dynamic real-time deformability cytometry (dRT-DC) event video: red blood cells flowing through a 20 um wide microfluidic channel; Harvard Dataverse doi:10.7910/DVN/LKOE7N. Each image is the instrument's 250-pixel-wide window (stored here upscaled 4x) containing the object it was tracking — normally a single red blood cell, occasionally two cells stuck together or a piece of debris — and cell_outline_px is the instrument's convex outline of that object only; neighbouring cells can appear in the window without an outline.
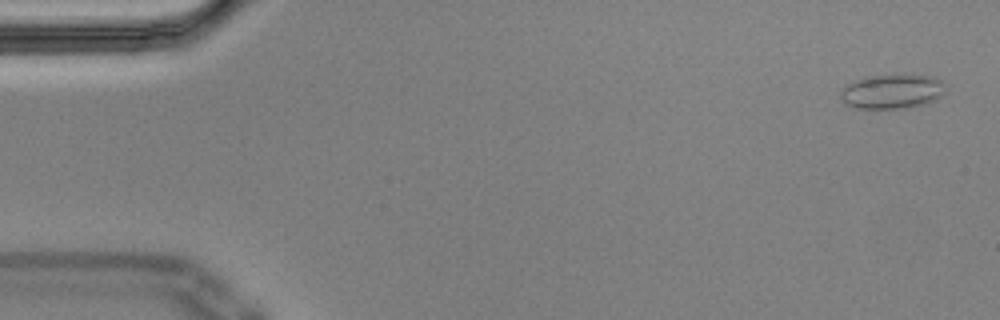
{"species": "Egyptian fruit bat (a non-hibernating species)", "species_latin": "Rousettus aegyptiacus", "temperature_condition": "cold", "stored_images_in_passage": 55, "segment_of_instrument_passage": [1, 2], "camera_frame_rate_fps": 3000, "um_per_image_px": 0.085, "animal": {"sex": "male"}, "frame": {"image": 1, "passage_image": 2, "time_ms": 0.333, "image_size_px": [1000, 320], "cell_outline_px": [[944, 92], [940, 96], [932, 100], [920, 104], [904, 108], [856, 108], [844, 104], [840, 96], [840, 92], [848, 84], [864, 76], [928, 76], [940, 80], [944, 84]], "centroid_in_image_um": [75.76, 7.79], "position_along_channel_um": 9.2, "area_um2": 20.4}}
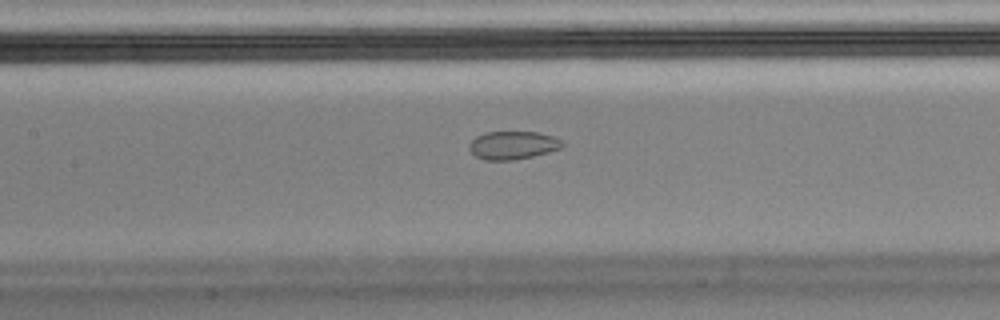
{"frame": {"image": 2, "passage_image": 25, "time_ms": 8.0, "image_size_px": [1000, 320], "cell_outline_px": [[564, 144], [560, 148], [548, 152], [532, 156], [512, 160], [484, 160], [476, 156], [468, 148], [468, 144], [476, 136], [484, 132], [536, 132], [552, 136], [564, 140]], "centroid_in_image_um": [43.57, 12.34], "position_along_channel_um": 163.8, "area_um2": 15.26}}
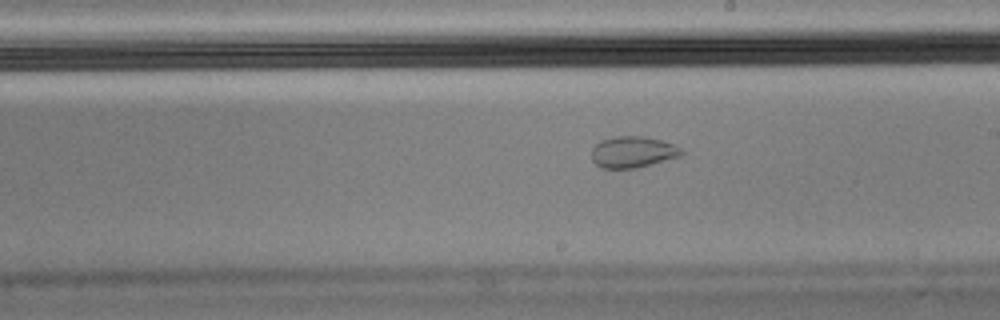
{"frame": {"image": 3, "passage_image": 31, "time_ms": 10.0, "image_size_px": [1000, 320], "cell_outline_px": [[684, 152], [680, 156], [652, 164], [636, 168], [600, 168], [592, 160], [592, 148], [600, 140], [616, 136], [644, 136], [660, 140], [672, 144], [680, 148]], "centroid_in_image_um": [53.76, 12.92], "position_along_channel_um": 235.2, "area_um2": 16.36}}